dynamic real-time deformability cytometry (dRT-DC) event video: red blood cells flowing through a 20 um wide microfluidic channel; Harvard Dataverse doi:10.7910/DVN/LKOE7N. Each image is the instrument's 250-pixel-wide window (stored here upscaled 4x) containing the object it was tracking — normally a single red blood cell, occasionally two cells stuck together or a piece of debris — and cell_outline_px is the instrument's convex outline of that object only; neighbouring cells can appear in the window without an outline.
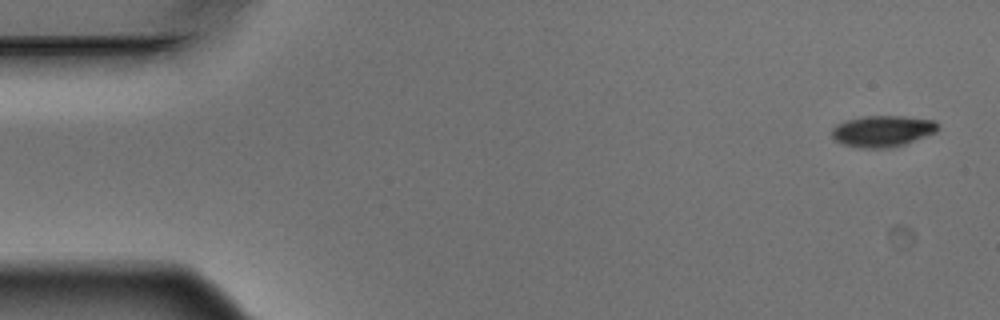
{"species": "Egyptian fruit bat (a non-hibernating species)", "species_latin": "Rousettus aegyptiacus", "temperature_condition": "warm", "stored_images_in_passage": 5, "camera_frame_rate_fps": 3000, "um_per_image_px": 0.085, "animal": {"sex": "male"}, "frame": {"image": 1, "passage_image": 1, "time_ms": 0.0, "image_size_px": [1000, 320], "cell_outline_px": [[940, 128], [936, 132], [904, 144], [892, 148], [860, 148], [840, 144], [832, 136], [832, 128], [836, 124], [848, 120], [864, 116], [904, 116], [936, 120], [940, 124]], "centroid_in_image_um": [75.04, 11.14], "position_along_channel_um": 10.0, "area_um2": 19.54}}
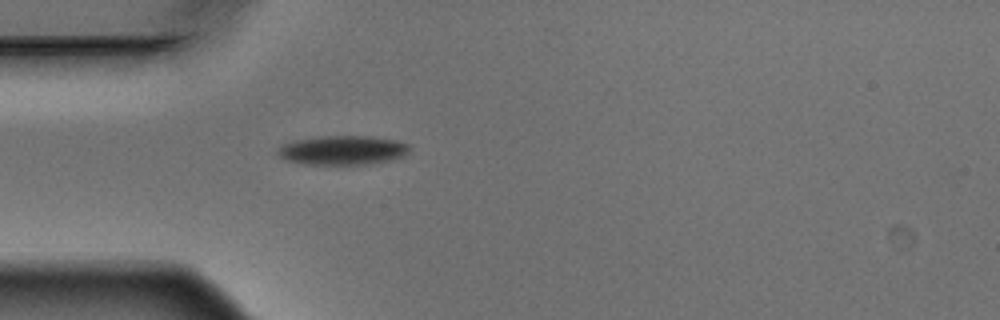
{"frame": {"image": 2, "passage_image": 5, "time_ms": 1.333, "image_size_px": [1000, 320], "cell_outline_px": [[412, 148], [404, 156], [364, 164], [304, 164], [288, 160], [280, 156], [276, 152], [284, 144], [296, 140], [320, 136], [372, 136], [396, 140], [408, 144]], "centroid_in_image_um": [29.14, 12.75], "position_along_channel_um": 55.9, "area_um2": 22.08}}